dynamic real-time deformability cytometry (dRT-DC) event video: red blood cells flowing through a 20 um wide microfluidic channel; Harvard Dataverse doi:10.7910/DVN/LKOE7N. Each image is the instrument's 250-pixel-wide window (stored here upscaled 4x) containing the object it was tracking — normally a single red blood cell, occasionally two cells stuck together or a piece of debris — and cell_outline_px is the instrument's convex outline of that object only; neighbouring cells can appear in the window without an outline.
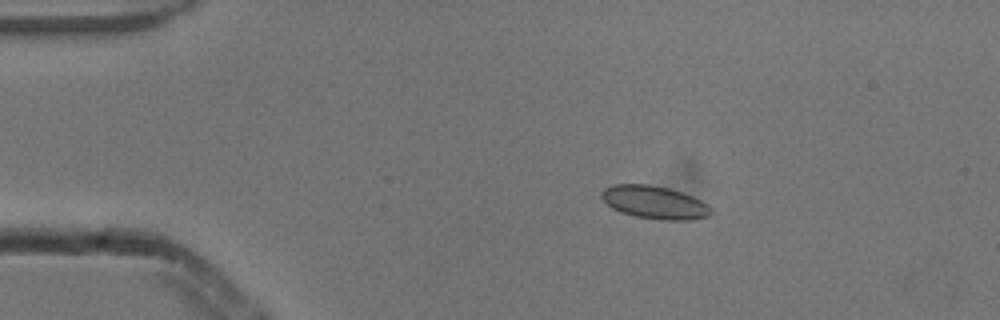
{"species": "common noctule bat (a hibernating species)", "species_latin": "Nyctalus noctula", "temperature_condition": "cold", "stored_images_in_passage": 9, "camera_frame_rate_fps": 3000, "um_per_image_px": 0.085, "animal": {"sex": "male", "body_mass_g": 13.3}, "frame": {"image": 1, "passage_image": 2, "time_ms": 0.333, "image_size_px": [1000, 320], "cell_outline_px": [[712, 212], [708, 216], [688, 220], [660, 220], [636, 216], [620, 212], [612, 208], [600, 196], [600, 192], [604, 188], [612, 184], [648, 184], [668, 188], [692, 196], [708, 204], [712, 208]], "centroid_in_image_um": [55.62, 17.2], "position_along_channel_um": 29.4, "area_um2": 21.04}}
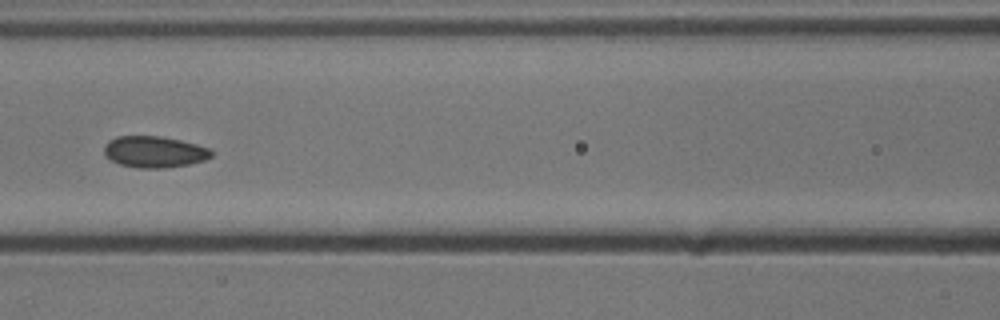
{"frame": {"image": 2, "passage_image": 6, "time_ms": 1.667, "image_size_px": [1000, 320], "cell_outline_px": [[212, 156], [204, 160], [188, 164], [164, 168], [140, 168], [120, 164], [104, 156], [104, 144], [108, 140], [116, 136], [160, 136], [180, 140], [212, 148]], "centroid_in_image_um": [13.1, 12.9], "position_along_channel_um": 153.5, "area_um2": 19.71}}
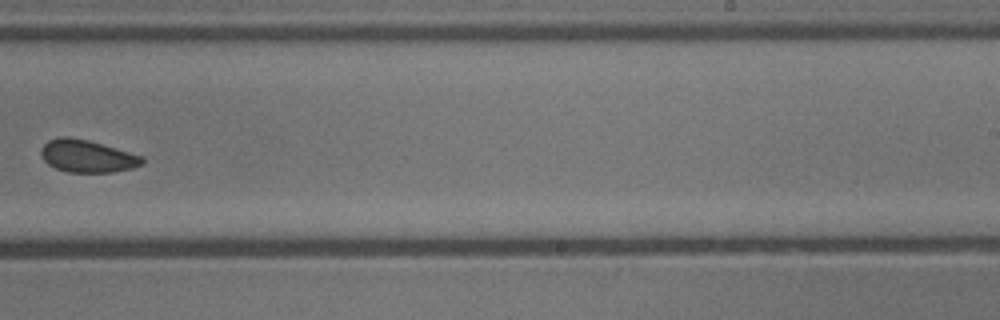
{"frame": {"image": 3, "passage_image": 9, "time_ms": 2.667, "image_size_px": [1000, 320], "cell_outline_px": [[144, 164], [132, 168], [112, 172], [68, 172], [56, 168], [48, 164], [40, 156], [40, 152], [44, 144], [48, 140], [60, 136], [68, 136], [88, 140], [144, 156]], "centroid_in_image_um": [7.41, 13.27], "position_along_channel_um": 281.6, "area_um2": 19.19}}